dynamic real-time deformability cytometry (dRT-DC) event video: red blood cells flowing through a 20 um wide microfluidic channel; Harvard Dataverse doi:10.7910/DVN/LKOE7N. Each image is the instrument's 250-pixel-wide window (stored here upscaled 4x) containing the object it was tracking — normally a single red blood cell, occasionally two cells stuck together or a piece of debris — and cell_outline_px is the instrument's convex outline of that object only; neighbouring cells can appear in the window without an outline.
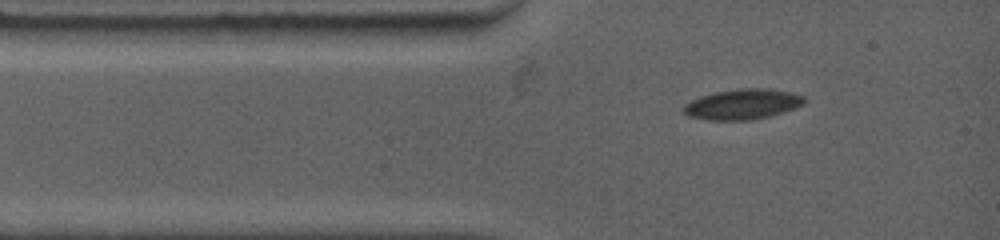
{"species": "common noctule bat (a hibernating species)", "species_latin": "Nyctalus noctula", "temperature_condition": "warm", "stored_images_in_passage": 3, "camera_frame_rate_fps": 4500, "um_per_image_px": 0.085, "animal": {"sex": "female", "body_mass_g": 19.0, "forearm_length_mm": 53.3}, "frame": {"image": 1, "passage_image": 1, "time_ms": 0.0, "image_size_px": [1000, 240], "cell_outline_px": [[804, 104], [796, 108], [784, 112], [752, 120], [708, 120], [688, 116], [680, 108], [684, 104], [700, 96], [712, 92], [740, 88], [764, 88], [792, 92], [804, 96]], "centroid_in_image_um": [63.09, 8.85], "position_along_channel_um": 21.9, "area_um2": 21.56}}
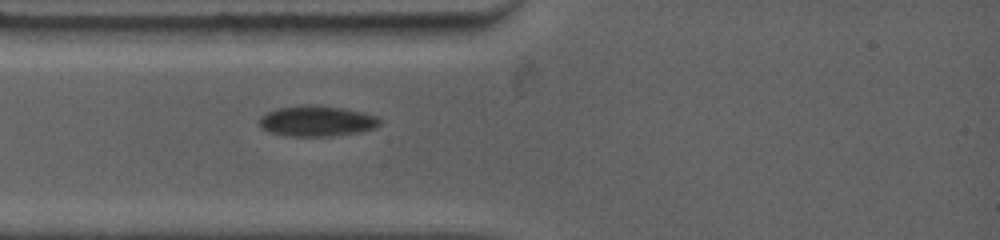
{"frame": {"image": 2, "passage_image": 3, "time_ms": 1.333, "image_size_px": [1000, 240], "cell_outline_px": [[380, 124], [376, 128], [356, 132], [332, 136], [284, 136], [268, 132], [260, 128], [260, 116], [276, 108], [308, 104], [320, 104], [344, 108], [364, 112], [376, 116], [380, 120]], "centroid_in_image_um": [26.91, 10.28], "position_along_channel_um": 58.1, "area_um2": 21.79}}